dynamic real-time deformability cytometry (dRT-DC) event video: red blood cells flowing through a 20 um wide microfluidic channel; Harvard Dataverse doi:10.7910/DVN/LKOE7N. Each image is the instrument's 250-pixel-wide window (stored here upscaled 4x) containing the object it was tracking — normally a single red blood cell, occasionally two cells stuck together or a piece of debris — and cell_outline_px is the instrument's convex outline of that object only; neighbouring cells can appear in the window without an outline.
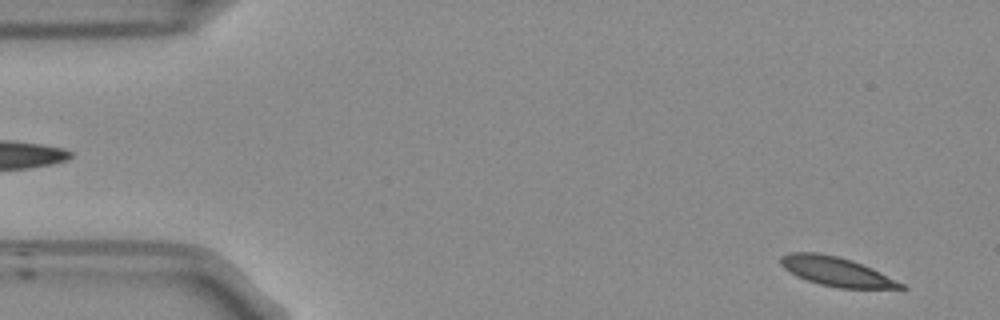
{"species": "Egyptian fruit bat (a non-hibernating species)", "species_latin": "Rousettus aegyptiacus", "temperature_condition": "room temperature", "stored_images_in_passage": 53, "camera_frame_rate_fps": 3000, "um_per_image_px": 0.085, "frame": {"image": 1, "passage_image": 3, "time_ms": 0.667, "image_size_px": [1000, 320], "cell_outline_px": [[908, 288], [840, 288], [820, 284], [796, 276], [784, 268], [780, 264], [780, 256], [792, 252], [816, 252], [836, 256], [852, 260], [872, 268], [904, 284]], "centroid_in_image_um": [71.06, 23.07], "position_along_channel_um": 13.9, "area_um2": 20.17}}
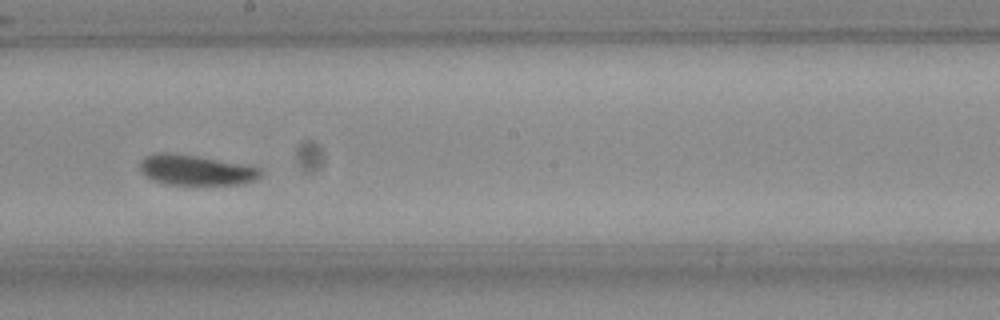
{"frame": {"image": 2, "passage_image": 29, "time_ms": 9.333, "image_size_px": [1000, 320], "cell_outline_px": [[264, 172], [256, 180], [244, 184], [164, 184], [152, 180], [144, 176], [140, 172], [140, 160], [144, 156], [156, 152], [168, 152], [196, 156], [244, 164], [260, 168]], "centroid_in_image_um": [16.62, 14.45], "position_along_channel_um": 231.6, "area_um2": 21.56}}
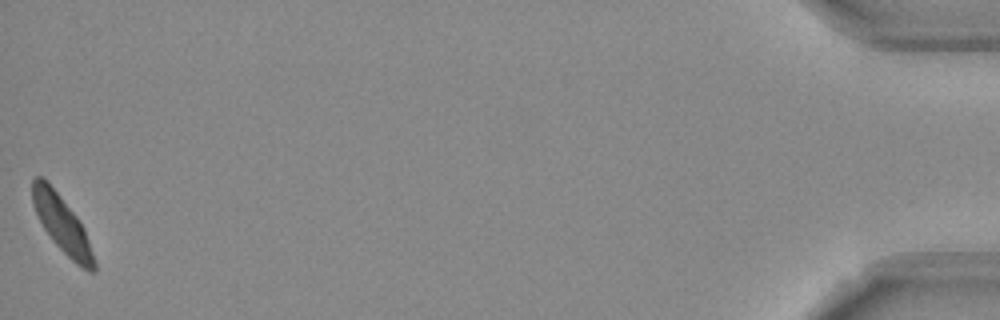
{"frame": {"image": 3, "passage_image": 53, "time_ms": 17.333, "image_size_px": [1000, 320], "cell_outline_px": [[96, 272], [88, 272], [76, 264], [52, 240], [44, 228], [32, 204], [32, 180], [36, 176], [40, 176], [56, 192], [76, 216], [84, 228], [96, 264]], "centroid_in_image_um": [5.28, 19.1], "position_along_channel_um": 429.9, "area_um2": 19.77}, "authors_computed_cell_mechanics": {"area_um2": 20.9236, "velocity_mm_per_s": 3.758, "shape_relaxation_time_tau1_ms": 1.9562, "shape_relaxation_time_tau2_ms": 1.3237, "deformation_change_tau1": 0.1076, "deformation_change_tau2": 0.0708}}